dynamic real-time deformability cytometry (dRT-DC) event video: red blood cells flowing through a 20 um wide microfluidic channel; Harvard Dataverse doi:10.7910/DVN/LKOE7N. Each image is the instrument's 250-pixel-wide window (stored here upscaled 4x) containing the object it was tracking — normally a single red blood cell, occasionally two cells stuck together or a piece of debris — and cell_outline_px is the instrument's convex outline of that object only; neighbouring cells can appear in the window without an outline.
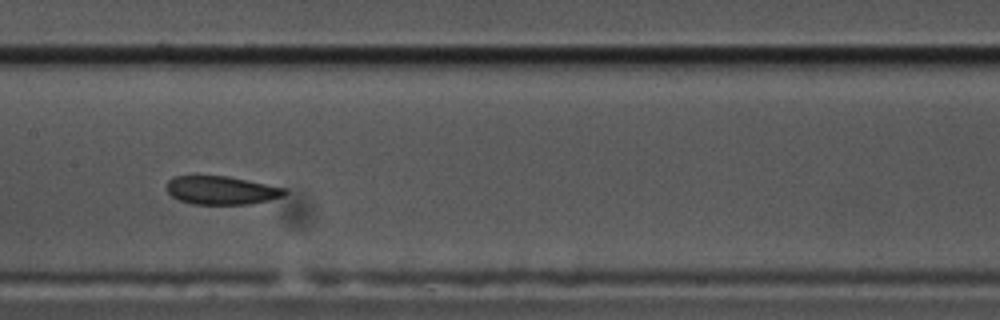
{"species": "common noctule bat (a hibernating species)", "species_latin": "Nyctalus noctula", "temperature_condition": "cold", "stored_images_in_passage": 20, "camera_frame_rate_fps": 3000, "um_per_image_px": 0.085, "animal": {"sex": "male", "body_mass_g": 17.5, "forearm_length_mm": 52.3}, "frame": {"image": 1, "passage_image": 12, "time_ms": 3.667, "image_size_px": [1000, 320], "cell_outline_px": [[288, 192], [284, 196], [268, 200], [248, 204], [192, 204], [180, 200], [172, 196], [164, 188], [168, 180], [172, 176], [228, 176], [288, 188]], "centroid_in_image_um": [18.82, 16.17], "position_along_channel_um": 188.6, "area_um2": 19.71}}